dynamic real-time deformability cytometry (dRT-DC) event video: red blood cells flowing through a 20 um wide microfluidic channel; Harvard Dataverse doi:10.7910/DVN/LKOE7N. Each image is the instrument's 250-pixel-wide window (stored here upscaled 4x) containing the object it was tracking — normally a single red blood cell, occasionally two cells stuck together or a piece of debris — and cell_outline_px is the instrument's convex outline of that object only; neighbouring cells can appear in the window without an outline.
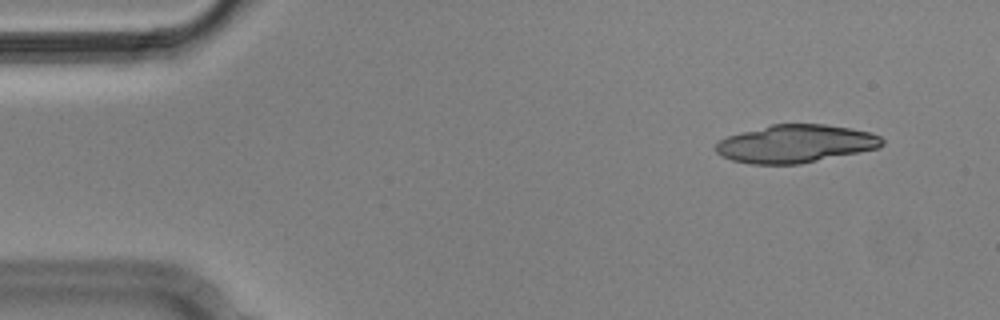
{"species": "Egyptian fruit bat (a non-hibernating species)", "species_latin": "Rousettus aegyptiacus", "temperature_condition": "cold", "stored_images_in_passage": 5, "camera_frame_rate_fps": 3000, "um_per_image_px": 0.085, "animal": {"sex": "male"}, "frame": {"image": 1, "passage_image": 2, "time_ms": 0.333, "image_size_px": [1000, 320], "cell_outline_px": [[884, 144], [880, 148], [800, 164], [752, 164], [732, 160], [716, 152], [716, 144], [720, 140], [728, 136], [740, 132], [772, 124], [824, 124], [852, 128], [872, 132], [880, 136], [884, 140]], "centroid_in_image_um": [67.67, 12.21], "position_along_channel_um": 17.3, "area_um2": 36.82}}